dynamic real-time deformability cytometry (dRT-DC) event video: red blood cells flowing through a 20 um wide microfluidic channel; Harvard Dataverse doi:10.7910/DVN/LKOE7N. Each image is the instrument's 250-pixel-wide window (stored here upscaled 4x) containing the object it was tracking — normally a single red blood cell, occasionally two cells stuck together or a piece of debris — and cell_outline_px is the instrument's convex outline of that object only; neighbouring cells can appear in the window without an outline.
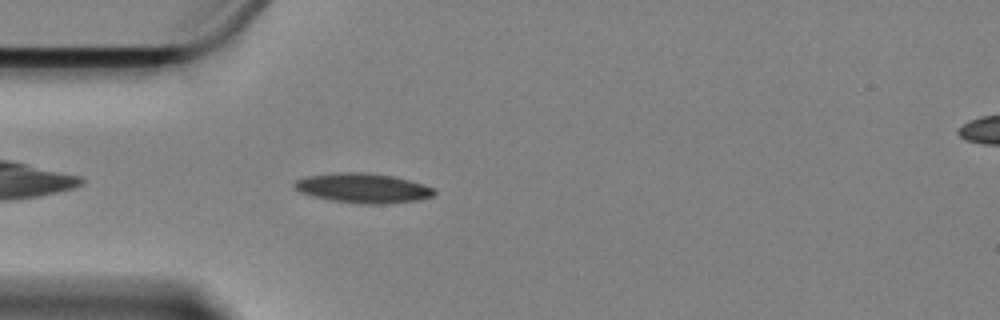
{"species": "Egyptian fruit bat (a non-hibernating species)", "species_latin": "Rousettus aegyptiacus", "temperature_condition": "cold", "stored_images_in_passage": 34, "camera_frame_rate_fps": 3000, "um_per_image_px": 0.085, "animal": {"sex": "female"}, "frame": {"image": 1, "passage_image": 4, "time_ms": 1.0, "image_size_px": [1000, 320], "cell_outline_px": [[436, 192], [432, 196], [416, 200], [384, 204], [360, 204], [332, 200], [300, 192], [292, 184], [296, 180], [304, 176], [340, 172], [364, 172], [392, 176], [424, 184], [436, 188]], "centroid_in_image_um": [30.86, 15.98], "position_along_channel_um": 54.1, "area_um2": 24.04}}
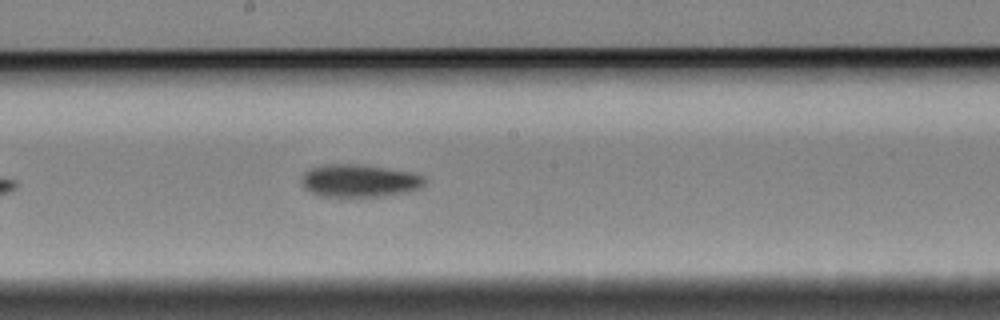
{"frame": {"image": 2, "passage_image": 19, "time_ms": 6.0, "image_size_px": [1000, 320], "cell_outline_px": [[424, 184], [420, 188], [408, 192], [380, 196], [320, 196], [308, 192], [304, 188], [300, 180], [304, 172], [312, 168], [324, 164], [364, 164], [412, 172], [424, 176]], "centroid_in_image_um": [30.52, 15.35], "position_along_channel_um": 217.7, "area_um2": 23.64}}
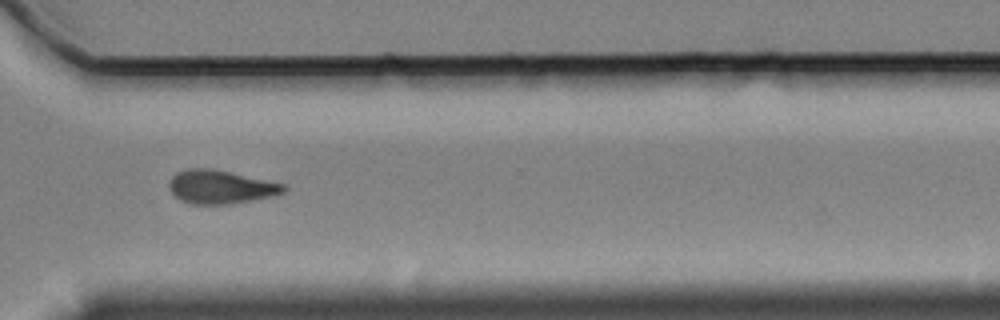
{"frame": {"image": 3, "passage_image": 31, "time_ms": 10.0, "image_size_px": [1000, 320], "cell_outline_px": [[288, 188], [284, 192], [272, 196], [232, 204], [192, 204], [180, 200], [168, 188], [168, 184], [172, 176], [176, 172], [188, 168], [212, 168], [284, 184]], "centroid_in_image_um": [18.72, 15.89], "position_along_channel_um": 351.9, "area_um2": 22.37}, "authors_computed_cell_mechanics": {"area_um2": 23.2067, "velocity_mm_per_s": 3.3487, "shape_relaxation_time_tau1_ms": 5.9837, "shape_relaxation_time_tau2_ms": null, "deformation_change_tau1": 0.1515, "deformation_change_tau2": null}}